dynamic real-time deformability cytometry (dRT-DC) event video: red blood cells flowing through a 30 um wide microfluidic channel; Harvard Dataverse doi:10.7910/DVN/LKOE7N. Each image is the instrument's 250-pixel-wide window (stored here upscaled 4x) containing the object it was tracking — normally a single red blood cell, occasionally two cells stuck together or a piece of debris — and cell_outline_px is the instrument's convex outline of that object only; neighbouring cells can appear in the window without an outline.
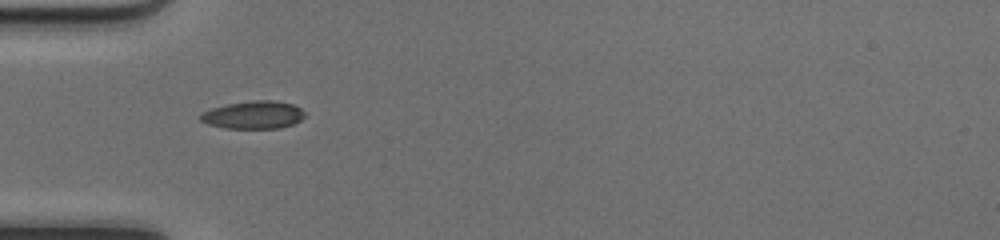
{"species": "common noctule bat (a hibernating species)", "species_latin": "Nyctalus noctula", "temperature_condition": "cold", "stored_images_in_passage": 34, "camera_frame_rate_fps": 3000, "um_per_image_px": 0.085, "animal": {"sex": "female", "body_mass_g": 17.0, "forearm_length_mm": 48.0}, "frame": {"image": 1, "passage_image": 1, "time_ms": 0.0, "image_size_px": [1000, 240], "cell_outline_px": [[304, 116], [300, 120], [292, 124], [280, 128], [224, 128], [208, 124], [200, 120], [200, 112], [212, 108], [228, 104], [252, 100], [272, 100], [292, 104], [300, 108], [304, 112]], "centroid_in_image_um": [21.51, 9.76], "position_along_channel_um": 63.5, "area_um2": 16.82}}
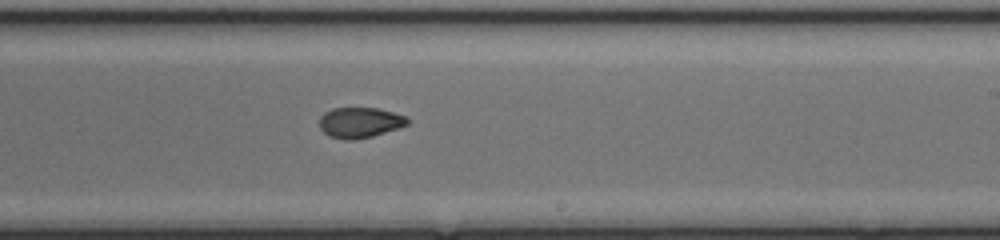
{"frame": {"image": 2, "passage_image": 15, "time_ms": 4.667, "image_size_px": [1000, 240], "cell_outline_px": [[412, 120], [408, 124], [372, 136], [352, 140], [344, 140], [328, 136], [320, 128], [320, 116], [324, 112], [332, 108], [376, 108], [392, 112], [404, 116]], "centroid_in_image_um": [30.56, 10.41], "position_along_channel_um": 258.4, "area_um2": 15.55}}
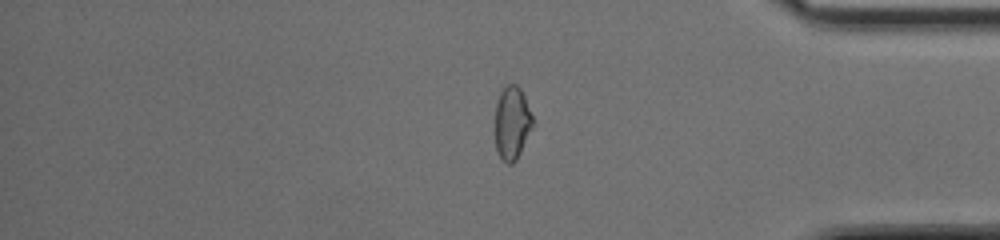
{"frame": {"image": 3, "passage_image": 26, "time_ms": 8.333, "image_size_px": [1000, 240], "cell_outline_px": [[536, 124], [516, 160], [512, 164], [508, 164], [496, 152], [496, 104], [500, 92], [504, 84], [516, 84], [520, 88], [524, 96]], "centroid_in_image_um": [43.55, 10.44], "position_along_channel_um": 391.6, "area_um2": 16.3}, "authors_computed_cell_mechanics": {"area_um2": 16.473, "velocity_mm_per_s": 4.206, "shape_relaxation_time_tau1_ms": 10.6066, "shape_relaxation_time_tau2_ms": 2.0749, "deformation_change_tau1": 0.2688, "deformation_change_tau2": 0.0671}}